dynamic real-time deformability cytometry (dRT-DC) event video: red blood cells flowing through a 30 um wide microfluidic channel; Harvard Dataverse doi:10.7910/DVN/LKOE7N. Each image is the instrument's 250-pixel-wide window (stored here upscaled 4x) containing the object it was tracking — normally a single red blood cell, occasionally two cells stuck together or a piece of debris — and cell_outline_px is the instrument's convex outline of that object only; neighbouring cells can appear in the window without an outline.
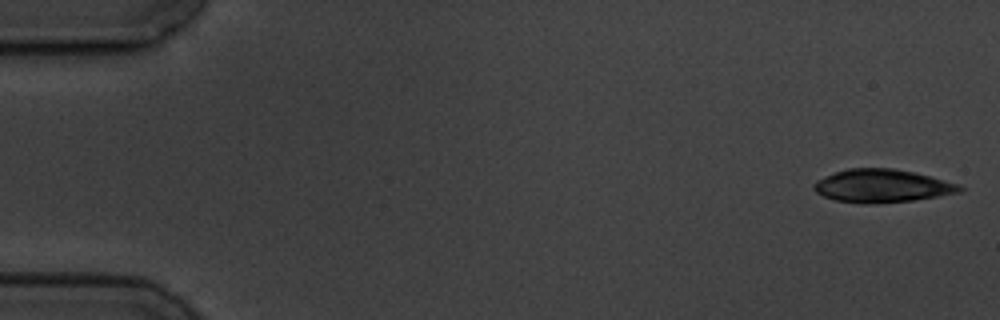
{"species": "common noctule bat (a hibernating species)", "species_latin": "Nyctalus noctula", "temperature_condition": "cold", "stored_images_in_passage": 5, "camera_frame_rate_fps": 3000, "um_per_image_px": 0.085, "animal": {"sex": "male", "body_mass_g": 19.5, "forearm_length_mm": 54.6}, "frame": {"image": 1, "passage_image": 1, "time_ms": 0.0, "image_size_px": [1000, 320], "cell_outline_px": [[964, 188], [960, 192], [912, 200], [876, 204], [860, 204], [836, 200], [824, 196], [816, 192], [812, 188], [812, 184], [816, 180], [824, 176], [848, 168], [892, 168], [912, 172], [960, 184]], "centroid_in_image_um": [74.92, 15.81], "position_along_channel_um": 10.1, "area_um2": 28.03}}
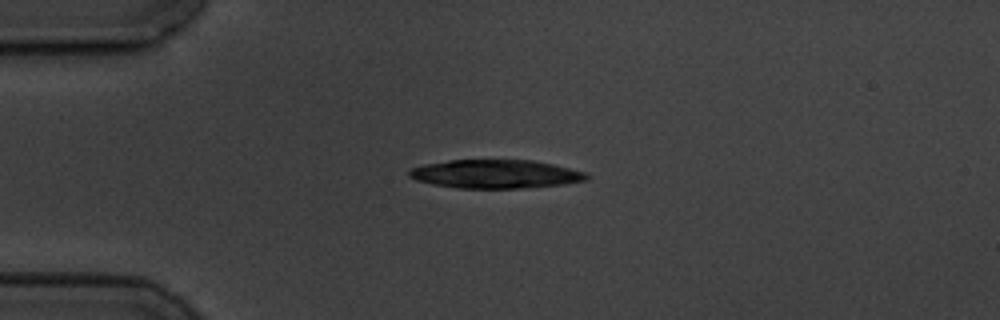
{"frame": {"image": 2, "passage_image": 4, "time_ms": 4.0, "image_size_px": [1000, 320], "cell_outline_px": [[592, 176], [588, 180], [564, 184], [520, 188], [456, 188], [432, 184], [416, 180], [408, 176], [408, 172], [412, 168], [424, 164], [448, 160], [532, 160], [552, 164], [588, 172]], "centroid_in_image_um": [42.15, 14.79], "position_along_channel_um": 42.8, "area_um2": 29.71}}